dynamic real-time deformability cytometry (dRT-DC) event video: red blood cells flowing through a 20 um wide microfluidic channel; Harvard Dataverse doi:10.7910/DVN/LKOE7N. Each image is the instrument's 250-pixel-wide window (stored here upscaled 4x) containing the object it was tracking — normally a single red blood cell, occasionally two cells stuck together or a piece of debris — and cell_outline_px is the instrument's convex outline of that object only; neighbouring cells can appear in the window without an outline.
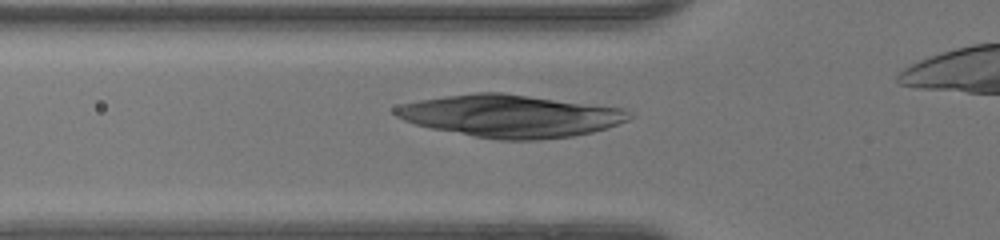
{"species": "human", "species_latin": "Homo sapiens", "temperature_condition": "warm", "stored_images_in_passage": 31, "camera_frame_rate_fps": 3000, "um_per_image_px": 0.085, "donor": {"sex": "female"}, "frame": {"image": 1, "passage_image": 5, "time_ms": 1.333, "image_size_px": [1000, 240], "cell_outline_px": [[636, 116], [628, 120], [592, 132], [572, 136], [540, 140], [500, 140], [476, 136], [432, 128], [416, 124], [404, 120], [396, 116], [392, 112], [392, 108], [400, 104], [420, 100], [444, 96], [476, 92], [504, 92], [624, 108]], "centroid_in_image_um": [43.4, 9.84], "position_along_channel_um": 82.4, "area_um2": 57.86}}
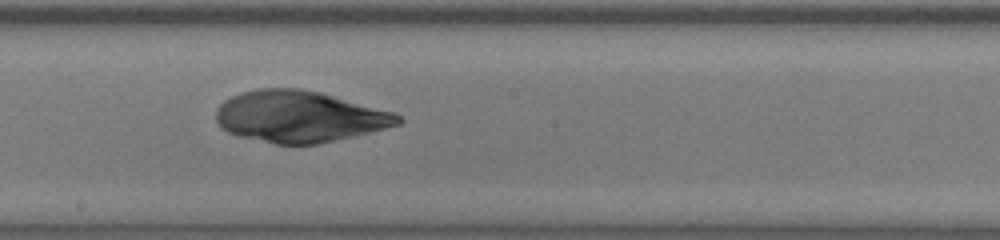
{"frame": {"image": 2, "passage_image": 15, "time_ms": 4.667, "image_size_px": [1000, 240], "cell_outline_px": [[404, 120], [400, 124], [352, 136], [316, 144], [276, 144], [236, 136], [220, 128], [216, 120], [216, 108], [224, 100], [240, 92], [260, 88], [300, 88], [320, 92], [396, 112]], "centroid_in_image_um": [25.42, 9.9], "position_along_channel_um": 222.8, "area_um2": 54.68}}
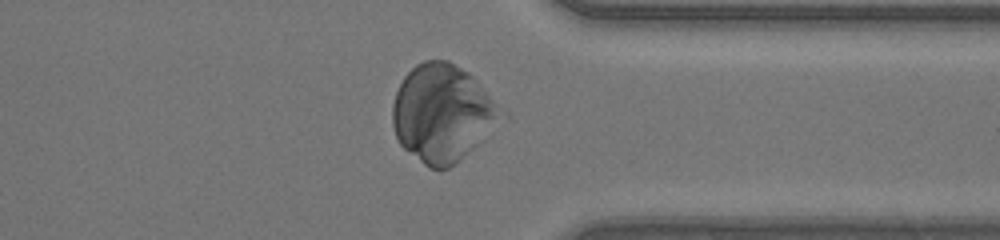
{"frame": {"image": 3, "passage_image": 26, "time_ms": 8.333, "image_size_px": [1000, 240], "cell_outline_px": [[508, 120], [448, 168], [428, 168], [404, 148], [400, 144], [396, 136], [392, 124], [392, 104], [396, 92], [404, 76], [416, 64], [424, 60], [448, 60], [468, 72], [508, 112]], "centroid_in_image_um": [37.67, 9.61], "position_along_channel_um": 373.7, "area_um2": 62.25}}